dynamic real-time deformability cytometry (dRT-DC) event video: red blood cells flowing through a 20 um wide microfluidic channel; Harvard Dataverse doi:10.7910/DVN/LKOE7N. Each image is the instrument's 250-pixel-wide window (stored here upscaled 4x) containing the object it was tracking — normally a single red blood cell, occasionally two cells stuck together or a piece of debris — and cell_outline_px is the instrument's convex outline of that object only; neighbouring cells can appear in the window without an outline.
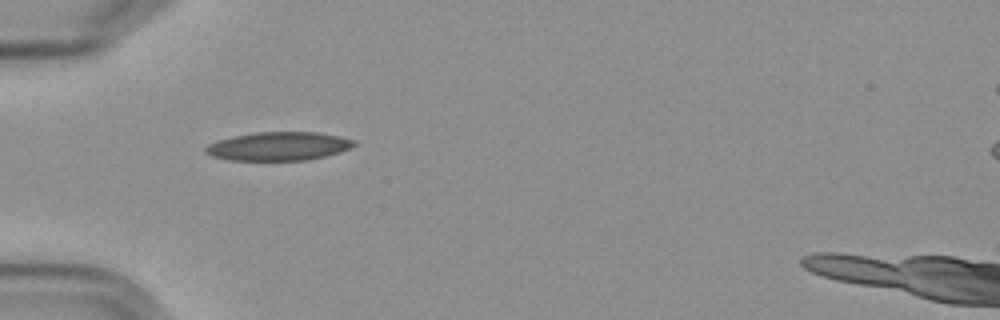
{"species": "Egyptian fruit bat (a non-hibernating species)", "species_latin": "Rousettus aegyptiacus", "temperature_condition": "cold", "stored_images_in_passage": 3, "camera_frame_rate_fps": 3000, "um_per_image_px": 0.085, "frame": {"image": 1, "passage_image": 1, "time_ms": 0.0, "image_size_px": [1000, 320], "cell_outline_px": [[356, 144], [340, 152], [324, 156], [304, 160], [228, 160], [212, 156], [204, 152], [204, 148], [208, 144], [216, 140], [232, 136], [256, 132], [316, 132], [340, 136], [356, 140]], "centroid_in_image_um": [23.64, 12.42], "position_along_channel_um": 61.4, "area_um2": 24.74}}
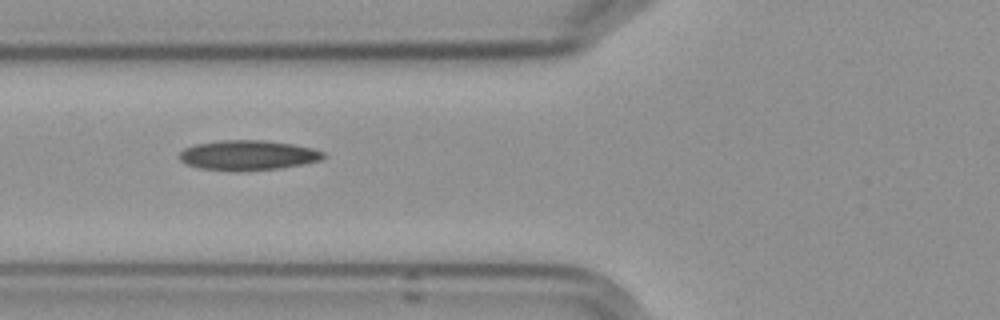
{"frame": {"image": 2, "passage_image": 2, "time_ms": 1.333, "image_size_px": [1000, 320], "cell_outline_px": [[324, 156], [320, 160], [300, 164], [276, 168], [200, 168], [188, 164], [180, 160], [180, 152], [184, 148], [196, 144], [220, 140], [264, 140], [292, 144], [312, 148], [324, 152]], "centroid_in_image_um": [21.08, 13.13], "position_along_channel_um": 104.7, "area_um2": 23.81}}
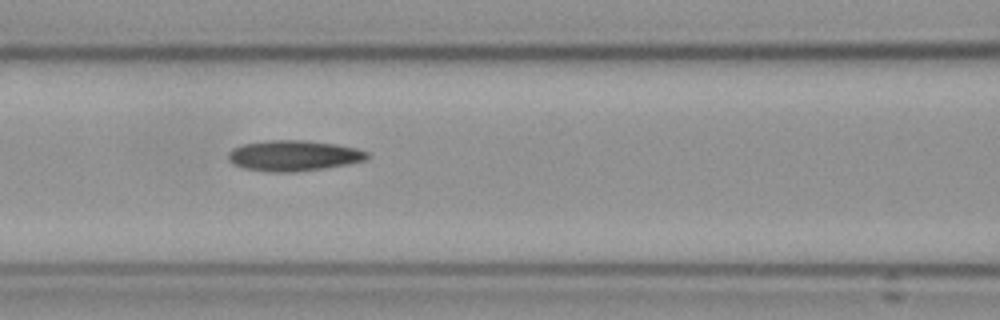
{"frame": {"image": 3, "passage_image": 3, "time_ms": 2.333, "image_size_px": [1000, 320], "cell_outline_px": [[368, 156], [364, 160], [324, 168], [296, 172], [268, 172], [244, 168], [232, 164], [228, 160], [228, 152], [232, 148], [244, 144], [268, 140], [308, 140], [336, 144], [356, 148], [368, 152]], "centroid_in_image_um": [24.91, 13.23], "position_along_channel_um": 141.7, "area_um2": 24.8}}